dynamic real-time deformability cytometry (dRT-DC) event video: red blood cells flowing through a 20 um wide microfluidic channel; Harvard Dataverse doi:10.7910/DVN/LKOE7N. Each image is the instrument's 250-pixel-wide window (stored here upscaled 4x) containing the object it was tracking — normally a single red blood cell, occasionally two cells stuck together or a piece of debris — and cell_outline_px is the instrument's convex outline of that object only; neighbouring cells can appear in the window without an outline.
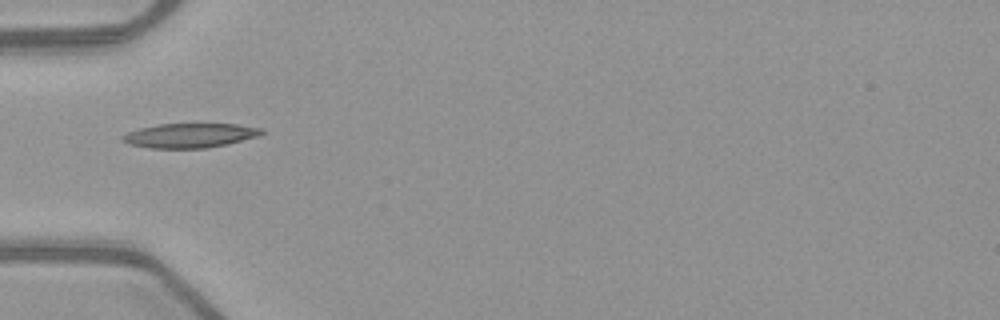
{"species": "common noctule bat (a hibernating species)", "species_latin": "Nyctalus noctula", "temperature_condition": "warm", "stored_images_in_passage": 35, "camera_frame_rate_fps": 3000, "um_per_image_px": 0.085, "animal": {"sex": "female", "body_mass_g": 21.9}, "frame": {"image": 1, "passage_image": 1, "time_ms": 0.0, "image_size_px": [1000, 320], "cell_outline_px": [[264, 132], [260, 136], [228, 144], [208, 148], [148, 148], [128, 144], [120, 140], [120, 136], [128, 132], [140, 128], [160, 124], [236, 124], [260, 128]], "centroid_in_image_um": [16.12, 11.52], "position_along_channel_um": 68.9, "area_um2": 19.88}}
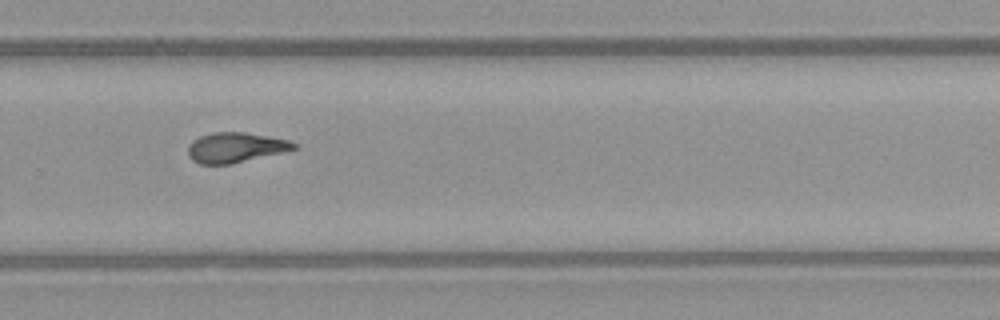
{"frame": {"image": 2, "passage_image": 19, "time_ms": 6.0, "image_size_px": [1000, 320], "cell_outline_px": [[296, 148], [232, 164], [200, 164], [192, 160], [188, 156], [188, 148], [192, 140], [200, 136], [212, 132], [244, 132], [268, 136], [288, 140], [296, 144]], "centroid_in_image_um": [19.95, 12.53], "position_along_channel_um": 309.8, "area_um2": 18.32}}
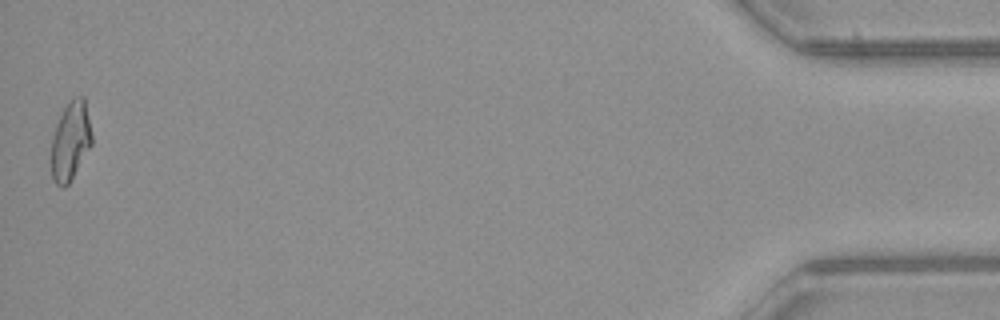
{"frame": {"image": 3, "passage_image": 35, "time_ms": 11.333, "image_size_px": [1000, 320], "cell_outline_px": [[92, 144], [72, 180], [64, 188], [60, 188], [52, 180], [52, 136], [56, 124], [64, 108], [72, 96], [84, 96], [92, 136]], "centroid_in_image_um": [6.0, 12.0], "position_along_channel_um": 429.2, "area_um2": 18.73}, "authors_computed_cell_mechanics": {"area_um2": 18.7272, "velocity_mm_per_s": 4.0025, "shape_relaxation_time_tau1_ms": 8.8153, "shape_relaxation_time_tau2_ms": 3.9734, "deformation_change_tau1": 0.2496, "deformation_change_tau2": 0.106}}